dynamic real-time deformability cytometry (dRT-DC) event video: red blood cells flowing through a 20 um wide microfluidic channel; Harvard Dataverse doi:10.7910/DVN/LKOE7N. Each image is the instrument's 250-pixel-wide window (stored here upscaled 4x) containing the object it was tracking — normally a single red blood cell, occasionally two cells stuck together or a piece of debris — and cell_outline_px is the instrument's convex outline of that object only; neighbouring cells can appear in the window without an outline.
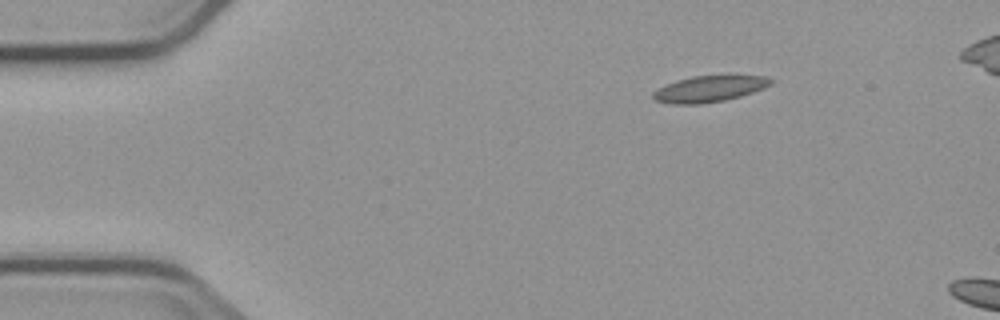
{"species": "common noctule bat (a hibernating species)", "species_latin": "Nyctalus noctula", "temperature_condition": "cold", "stored_images_in_passage": 2, "camera_frame_rate_fps": 3000, "um_per_image_px": 0.085, "animal": {"sex": "male", "body_mass_g": 23.1, "forearm_length_mm": 52.7}, "frame": {"image": 1, "passage_image": 1, "time_ms": 0.0, "image_size_px": [1000, 320], "cell_outline_px": [[776, 80], [772, 84], [764, 88], [740, 96], [724, 100], [700, 104], [672, 104], [656, 100], [652, 96], [652, 92], [656, 88], [676, 80], [692, 76], [764, 76]], "centroid_in_image_um": [60.27, 7.55], "position_along_channel_um": 24.7, "area_um2": 17.92}}